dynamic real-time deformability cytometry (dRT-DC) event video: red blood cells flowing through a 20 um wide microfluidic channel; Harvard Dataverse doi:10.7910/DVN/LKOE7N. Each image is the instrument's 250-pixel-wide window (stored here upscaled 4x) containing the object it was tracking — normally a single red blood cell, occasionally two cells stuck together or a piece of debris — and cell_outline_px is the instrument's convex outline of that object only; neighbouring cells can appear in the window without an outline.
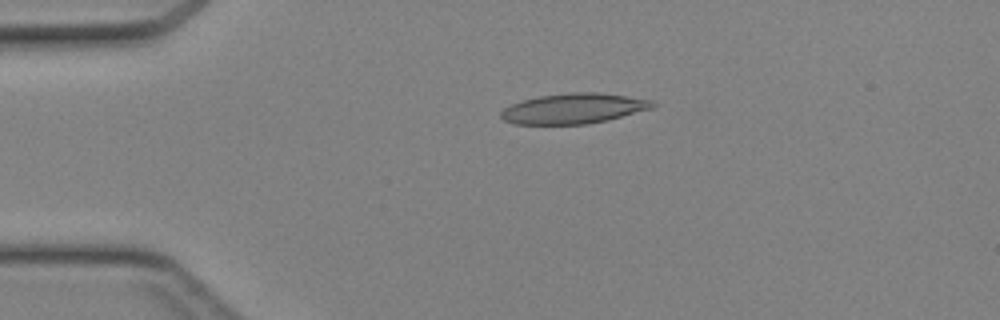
{"species": "Egyptian fruit bat (a non-hibernating species)", "species_latin": "Rousettus aegyptiacus", "temperature_condition": "cold", "stored_images_in_passage": 44, "camera_frame_rate_fps": 3000, "um_per_image_px": 0.085, "animal": {"sex": "female"}, "frame": {"image": 1, "passage_image": 10, "time_ms": 3.0, "image_size_px": [1000, 320], "cell_outline_px": [[656, 108], [608, 120], [588, 124], [516, 124], [504, 120], [500, 116], [500, 112], [504, 108], [512, 104], [524, 100], [540, 96], [572, 92], [596, 92], [652, 100], [656, 104]], "centroid_in_image_um": [48.8, 9.23], "position_along_channel_um": 36.2, "area_um2": 26.7}}
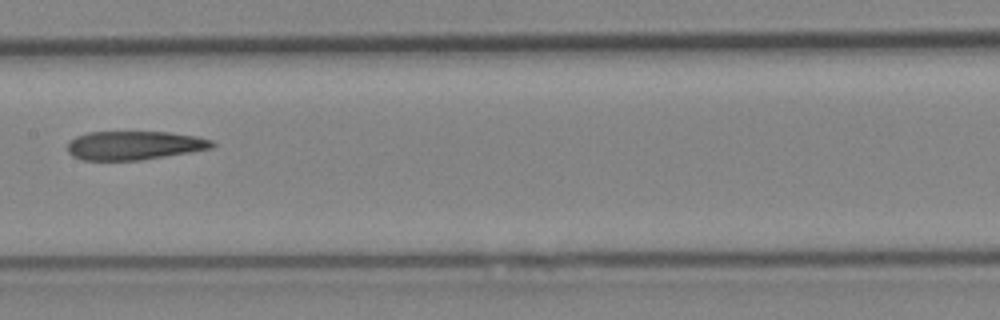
{"frame": {"image": 2, "passage_image": 23, "time_ms": 7.333, "image_size_px": [1000, 320], "cell_outline_px": [[216, 144], [212, 148], [140, 160], [80, 160], [72, 156], [68, 152], [68, 144], [76, 136], [88, 132], [168, 132], [196, 136], [212, 140]], "centroid_in_image_um": [11.39, 12.36], "position_along_channel_um": 196.0, "area_um2": 24.1}}
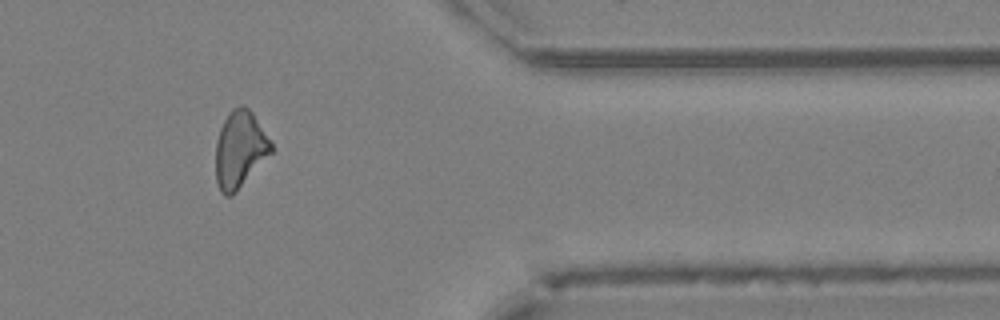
{"frame": {"image": 3, "passage_image": 37, "time_ms": 12.0, "image_size_px": [1000, 320], "cell_outline_px": [[272, 152], [236, 192], [232, 196], [224, 196], [220, 192], [216, 180], [216, 140], [220, 128], [228, 112], [232, 108], [240, 104], [244, 104], [252, 112], [272, 140]], "centroid_in_image_um": [20.39, 12.68], "position_along_channel_um": 391.0, "area_um2": 25.09}}